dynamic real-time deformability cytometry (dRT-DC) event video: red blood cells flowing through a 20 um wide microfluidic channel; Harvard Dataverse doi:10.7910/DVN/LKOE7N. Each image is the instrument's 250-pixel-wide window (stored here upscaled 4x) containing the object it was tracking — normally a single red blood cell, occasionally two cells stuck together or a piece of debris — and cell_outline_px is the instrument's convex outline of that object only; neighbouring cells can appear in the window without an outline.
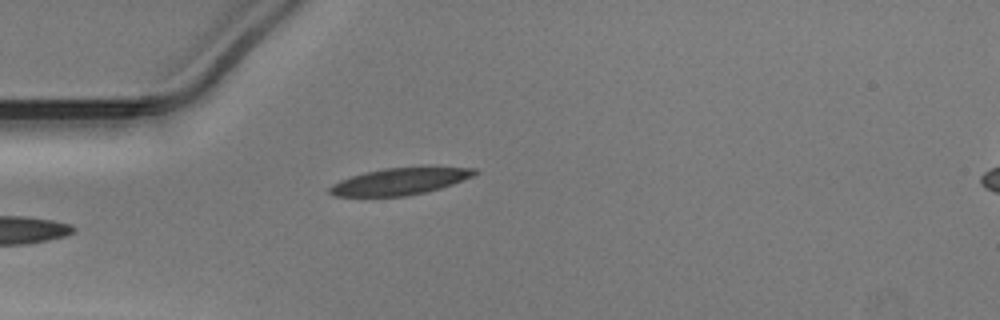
{"species": "Egyptian fruit bat (a non-hibernating species)", "species_latin": "Rousettus aegyptiacus", "temperature_condition": "warm", "stored_images_in_passage": 35, "camera_frame_rate_fps": 3000, "um_per_image_px": 0.085, "animal": {"sex": "male"}, "frame": {"image": 1, "passage_image": 2, "time_ms": 0.333, "image_size_px": [1000, 320], "cell_outline_px": [[480, 172], [472, 176], [452, 184], [440, 188], [424, 192], [404, 196], [332, 196], [328, 192], [328, 188], [332, 184], [340, 180], [364, 172], [384, 168], [476, 168]], "centroid_in_image_um": [33.92, 15.43], "position_along_channel_um": 51.1, "area_um2": 22.2}}
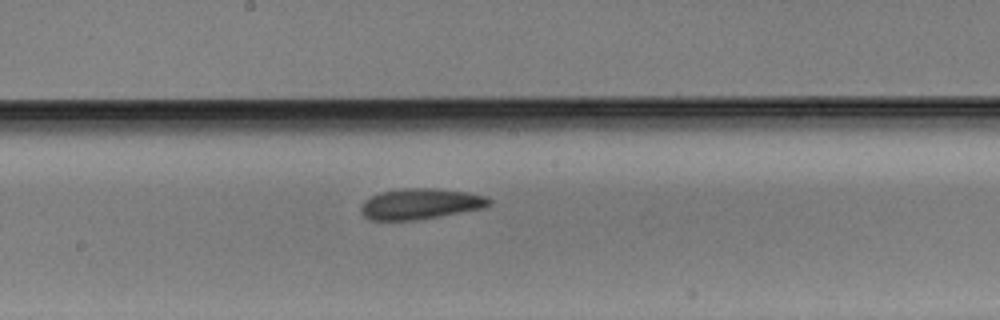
{"frame": {"image": 2, "passage_image": 15, "time_ms": 4.667, "image_size_px": [1000, 320], "cell_outline_px": [[492, 204], [484, 208], [416, 220], [368, 220], [360, 212], [360, 208], [364, 200], [380, 192], [404, 188], [436, 188], [468, 192], [484, 196], [492, 200]], "centroid_in_image_um": [35.72, 17.32], "position_along_channel_um": 212.5, "area_um2": 23.06}}
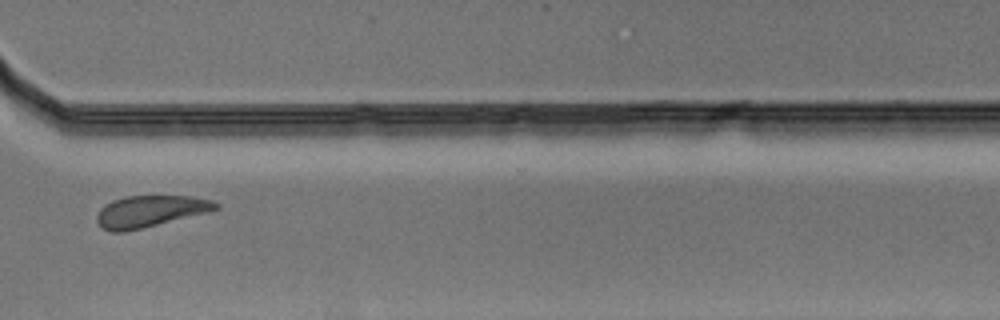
{"frame": {"image": 3, "passage_image": 26, "time_ms": 8.333, "image_size_px": [1000, 320], "cell_outline_px": [[220, 208], [208, 212], [124, 232], [112, 232], [104, 228], [96, 220], [96, 216], [100, 208], [104, 204], [112, 200], [124, 196], [192, 196], [212, 200], [220, 204]], "centroid_in_image_um": [12.76, 17.94], "position_along_channel_um": 357.8, "area_um2": 21.79}}